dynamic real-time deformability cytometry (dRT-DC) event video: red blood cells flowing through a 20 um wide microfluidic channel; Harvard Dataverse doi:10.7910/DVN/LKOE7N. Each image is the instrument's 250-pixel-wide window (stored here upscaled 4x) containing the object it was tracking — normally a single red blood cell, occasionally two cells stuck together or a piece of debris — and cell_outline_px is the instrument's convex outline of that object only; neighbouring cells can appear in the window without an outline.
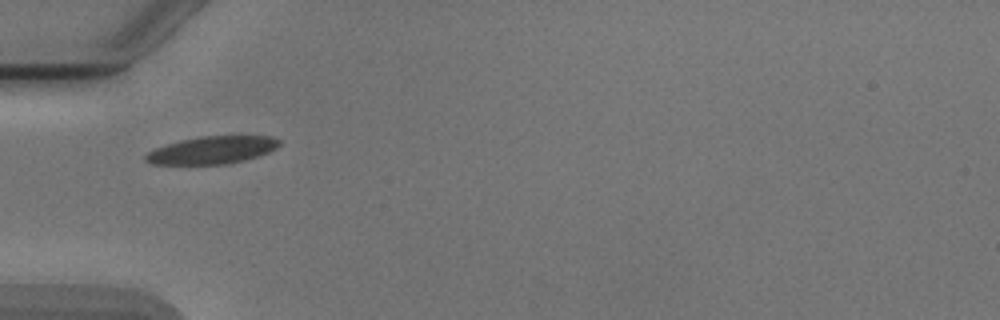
{"species": "Egyptian fruit bat (a non-hibernating species)", "species_latin": "Rousettus aegyptiacus", "temperature_condition": "cold", "stored_images_in_passage": 36, "camera_frame_rate_fps": 3000, "um_per_image_px": 0.085, "animal": {"sex": "male"}, "frame": {"image": 1, "passage_image": 1, "time_ms": 0.0, "image_size_px": [1000, 320], "cell_outline_px": [[280, 144], [276, 148], [268, 152], [244, 160], [224, 164], [152, 164], [144, 160], [144, 156], [148, 152], [156, 148], [180, 140], [200, 136], [272, 136], [280, 140]], "centroid_in_image_um": [18.02, 12.75], "position_along_channel_um": 67.0, "area_um2": 21.27}}
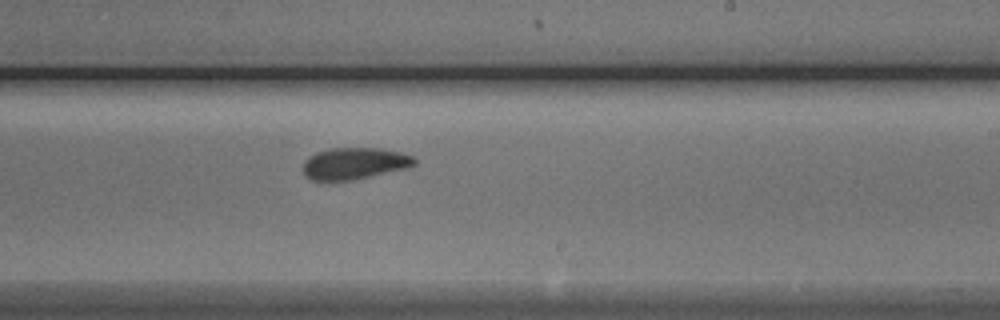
{"frame": {"image": 2, "passage_image": 16, "time_ms": 5.0, "image_size_px": [1000, 320], "cell_outline_px": [[416, 164], [408, 168], [352, 180], [308, 180], [304, 176], [304, 160], [308, 156], [316, 152], [328, 148], [380, 148], [400, 152], [416, 156]], "centroid_in_image_um": [30.13, 13.88], "position_along_channel_um": 258.9, "area_um2": 20.81}}
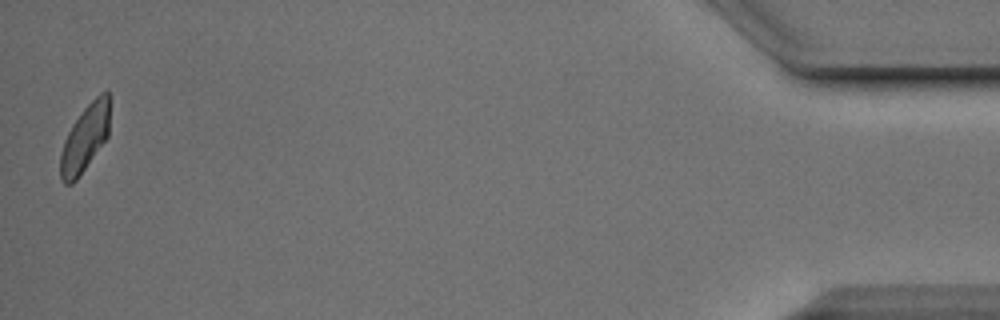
{"frame": {"image": 3, "passage_image": 36, "time_ms": 11.667, "image_size_px": [1000, 320], "cell_outline_px": [[108, 136], [76, 180], [72, 184], [64, 184], [60, 180], [60, 152], [64, 140], [72, 124], [84, 108], [100, 92], [108, 92]], "centroid_in_image_um": [7.17, 11.78], "position_along_channel_um": 428.0, "area_um2": 18.9}, "authors_computed_cell_mechanics": {"area_um2": 20.7791, "velocity_mm_per_s": 3.8665, "shape_relaxation_time_tau1_ms": 5.4601, "shape_relaxation_time_tau2_ms": 1.9611, "deformation_change_tau1": 0.1399, "deformation_change_tau2": 0.0564}}